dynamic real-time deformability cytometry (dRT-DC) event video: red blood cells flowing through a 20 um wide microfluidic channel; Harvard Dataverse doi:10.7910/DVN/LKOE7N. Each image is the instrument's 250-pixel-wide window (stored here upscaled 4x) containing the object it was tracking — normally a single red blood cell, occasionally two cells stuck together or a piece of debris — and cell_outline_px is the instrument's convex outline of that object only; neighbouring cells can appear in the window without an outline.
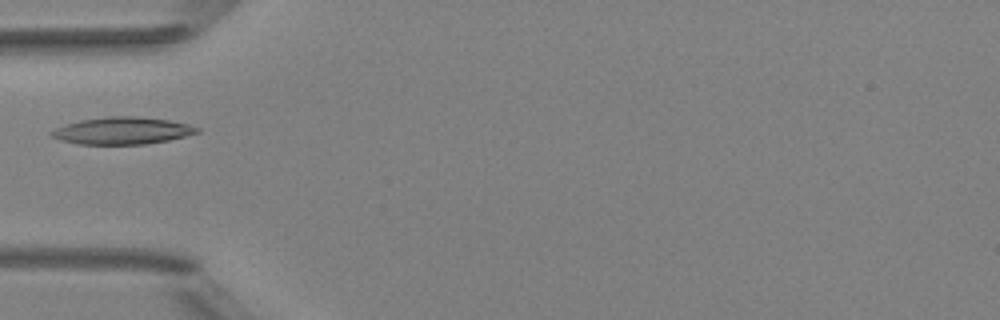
{"species": "Egyptian fruit bat (a non-hibernating species)", "species_latin": "Rousettus aegyptiacus", "temperature_condition": "room temperature", "stored_images_in_passage": 2, "camera_frame_rate_fps": 3000, "um_per_image_px": 0.085, "animal": {"sex": "female"}, "frame": {"image": 1, "passage_image": 2, "time_ms": 1.0, "image_size_px": [1000, 320], "cell_outline_px": [[200, 132], [168, 140], [144, 144], [80, 144], [60, 140], [52, 136], [48, 132], [56, 128], [80, 120], [108, 116], [132, 116], [168, 120], [188, 124], [200, 128]], "centroid_in_image_um": [10.39, 11.11], "position_along_channel_um": 74.6, "area_um2": 22.77}}